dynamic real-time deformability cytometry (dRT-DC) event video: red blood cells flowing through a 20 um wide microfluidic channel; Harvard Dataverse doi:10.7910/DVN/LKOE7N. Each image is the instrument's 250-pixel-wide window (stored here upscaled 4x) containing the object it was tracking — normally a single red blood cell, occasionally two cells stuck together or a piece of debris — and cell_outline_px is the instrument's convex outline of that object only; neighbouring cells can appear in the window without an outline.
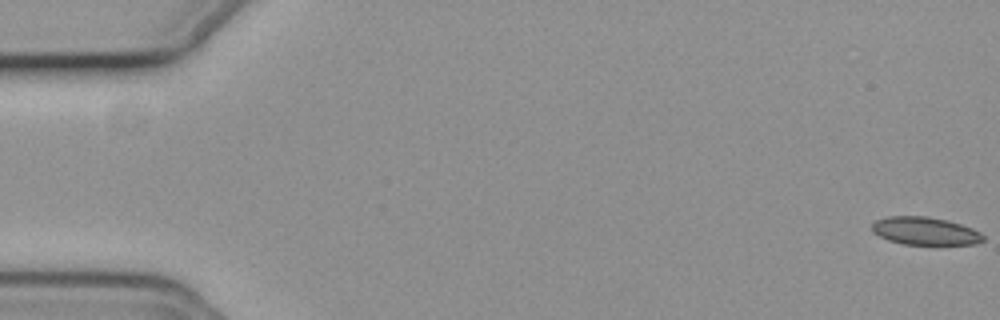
{"species": "common noctule bat (a hibernating species)", "species_latin": "Nyctalus noctula", "temperature_condition": "cold", "stored_images_in_passage": 19, "camera_frame_rate_fps": 3000, "um_per_image_px": 0.085, "animal": {"sex": "female", "body_mass_g": 19.3, "forearm_length_mm": 54.1}, "frame": {"image": 1, "passage_image": 1, "time_ms": 0.0, "image_size_px": [1000, 320], "cell_outline_px": [[984, 240], [976, 244], [904, 244], [888, 240], [872, 232], [872, 224], [876, 220], [888, 216], [928, 216], [948, 220], [972, 228], [980, 232], [984, 236]], "centroid_in_image_um": [78.63, 19.63], "position_along_channel_um": 6.4, "area_um2": 18.03}}
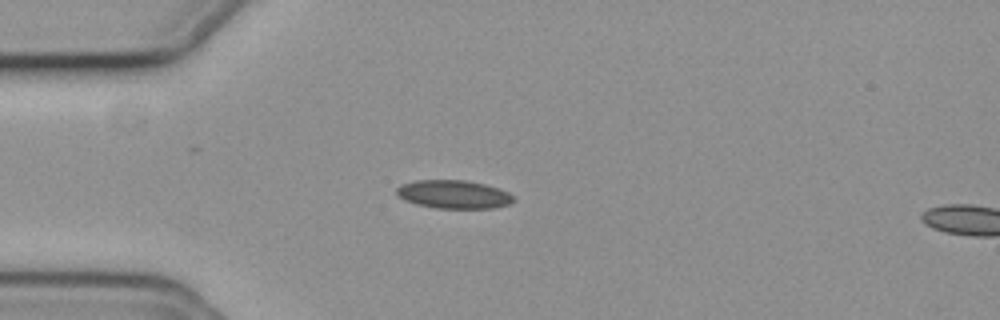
{"frame": {"image": 2, "passage_image": 16, "time_ms": 5.0, "image_size_px": [1000, 320], "cell_outline_px": [[516, 200], [512, 204], [496, 208], [436, 208], [416, 204], [404, 200], [396, 196], [396, 188], [400, 184], [416, 180], [464, 180], [484, 184], [500, 188], [508, 192]], "centroid_in_image_um": [38.56, 16.52], "position_along_channel_um": 46.4, "area_um2": 19.59}}